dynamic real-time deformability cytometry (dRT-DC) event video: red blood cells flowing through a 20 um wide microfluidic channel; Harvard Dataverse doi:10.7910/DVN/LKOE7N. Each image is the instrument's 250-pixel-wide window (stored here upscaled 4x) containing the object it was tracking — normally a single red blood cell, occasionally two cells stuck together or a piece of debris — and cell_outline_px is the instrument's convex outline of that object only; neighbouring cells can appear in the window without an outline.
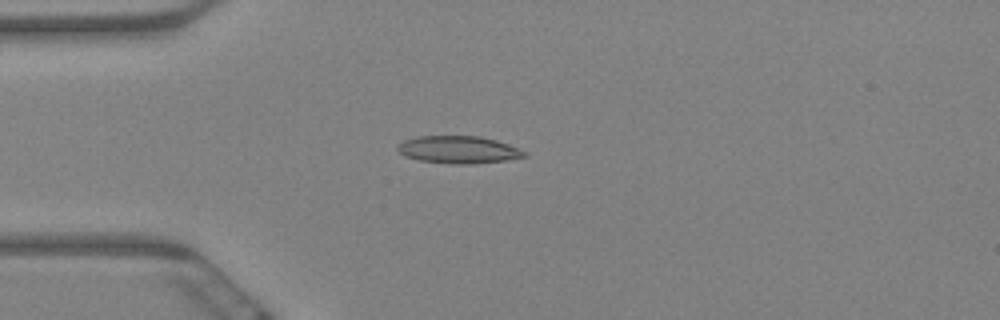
{"species": "Egyptian fruit bat (a non-hibernating species)", "species_latin": "Rousettus aegyptiacus", "temperature_condition": "warm", "stored_images_in_passage": 8, "camera_frame_rate_fps": 3000, "um_per_image_px": 0.085, "animal": {"sex": "female"}, "frame": {"image": 1, "passage_image": 4, "time_ms": 1.0, "image_size_px": [1000, 320], "cell_outline_px": [[528, 156], [504, 160], [472, 164], [452, 164], [420, 160], [404, 156], [396, 148], [396, 144], [404, 140], [416, 136], [480, 136], [496, 140], [508, 144], [528, 152]], "centroid_in_image_um": [38.96, 12.72], "position_along_channel_um": 46.0, "area_um2": 20.35}}
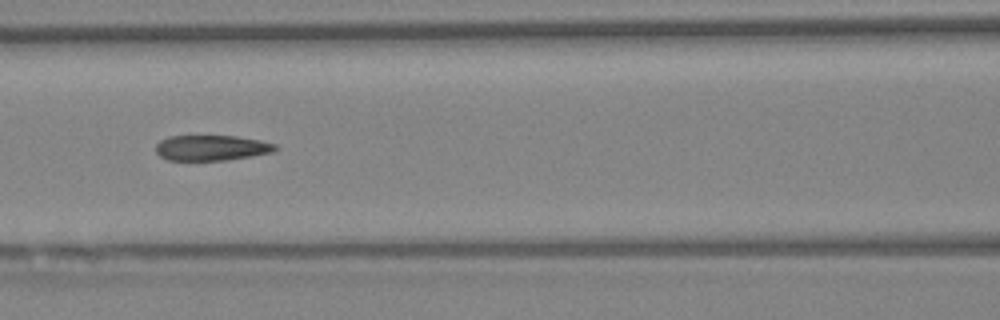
{"frame": {"image": 2, "passage_image": 7, "time_ms": 2.0, "image_size_px": [1000, 320], "cell_outline_px": [[280, 148], [272, 152], [228, 160], [168, 160], [160, 156], [156, 152], [156, 144], [160, 140], [168, 136], [236, 136], [260, 140], [276, 144]], "centroid_in_image_um": [17.98, 12.56], "position_along_channel_um": 148.6, "area_um2": 17.74}}
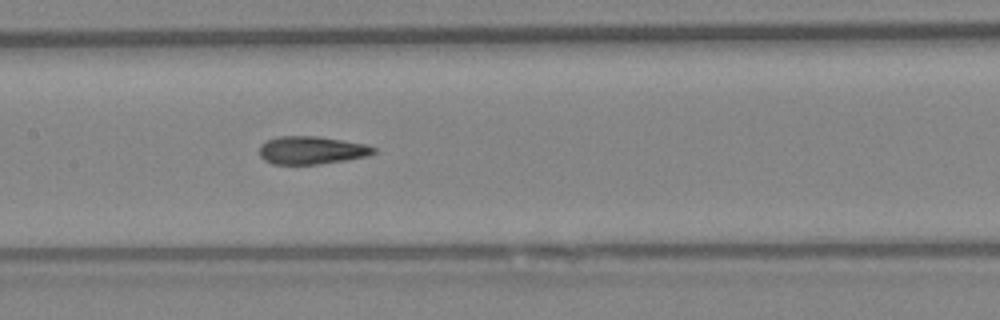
{"frame": {"image": 3, "passage_image": 8, "time_ms": 2.333, "image_size_px": [1000, 320], "cell_outline_px": [[376, 152], [368, 156], [348, 160], [320, 164], [272, 164], [264, 160], [260, 156], [260, 144], [268, 140], [280, 136], [316, 136], [364, 144], [376, 148]], "centroid_in_image_um": [26.48, 12.78], "position_along_channel_um": 180.9, "area_um2": 18.55}}